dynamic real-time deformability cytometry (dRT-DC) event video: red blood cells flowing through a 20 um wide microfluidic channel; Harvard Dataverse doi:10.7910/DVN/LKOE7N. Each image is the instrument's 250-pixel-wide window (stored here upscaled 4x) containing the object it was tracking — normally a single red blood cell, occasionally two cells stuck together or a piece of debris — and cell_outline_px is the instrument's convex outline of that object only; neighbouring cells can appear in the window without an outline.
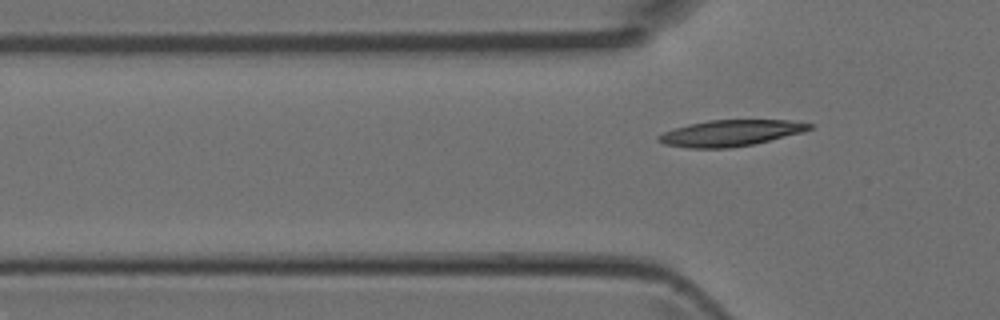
{"species": "Egyptian fruit bat (a non-hibernating species)", "species_latin": "Rousettus aegyptiacus", "temperature_condition": "room temperature", "stored_images_in_passage": 2, "camera_frame_rate_fps": 3000, "um_per_image_px": 0.085, "animal": {"sex": "female"}, "frame": {"image": 1, "passage_image": 2, "time_ms": 0.333, "image_size_px": [1000, 320], "cell_outline_px": [[812, 128], [804, 132], [752, 144], [728, 148], [688, 148], [664, 144], [656, 140], [656, 136], [664, 132], [688, 124], [708, 120], [788, 120], [812, 124]], "centroid_in_image_um": [62.06, 11.31], "position_along_channel_um": 63.7, "area_um2": 22.89}}